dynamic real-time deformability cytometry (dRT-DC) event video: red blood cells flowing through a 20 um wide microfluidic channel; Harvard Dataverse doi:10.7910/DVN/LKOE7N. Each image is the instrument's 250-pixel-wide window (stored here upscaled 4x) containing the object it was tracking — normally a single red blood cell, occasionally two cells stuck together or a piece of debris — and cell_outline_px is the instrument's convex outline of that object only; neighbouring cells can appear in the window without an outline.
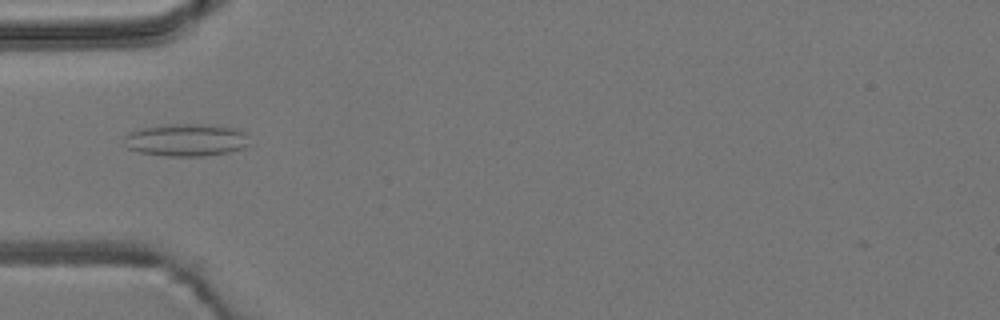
{"species": "common noctule bat (a hibernating species)", "species_latin": "Nyctalus noctula", "temperature_condition": "room temperature", "stored_images_in_passage": 5, "camera_frame_rate_fps": 3000, "um_per_image_px": 0.085, "animal": {"sex": "male", "body_mass_g": 19.2, "forearm_length_mm": 51.8}, "frame": {"image": 1, "passage_image": 5, "time_ms": 4.667, "image_size_px": [1000, 320], "cell_outline_px": [[248, 144], [244, 148], [228, 152], [204, 156], [164, 156], [140, 152], [128, 148], [124, 144], [124, 136], [140, 128], [164, 124], [212, 124], [240, 128], [248, 132]], "centroid_in_image_um": [15.88, 11.88], "position_along_channel_um": 69.1, "area_um2": 24.16}}